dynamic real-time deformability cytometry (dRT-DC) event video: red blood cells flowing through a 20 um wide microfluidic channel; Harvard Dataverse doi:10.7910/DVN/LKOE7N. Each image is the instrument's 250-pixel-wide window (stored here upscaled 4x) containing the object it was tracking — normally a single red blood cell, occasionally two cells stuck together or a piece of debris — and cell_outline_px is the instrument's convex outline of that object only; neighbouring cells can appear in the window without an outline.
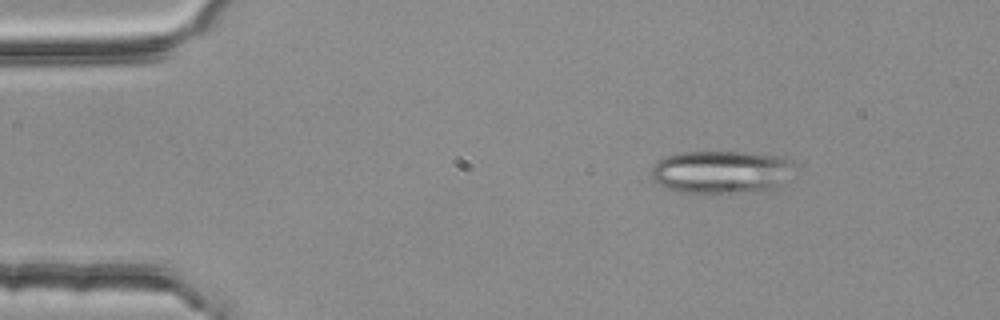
{"species": "common noctule bat (a hibernating species)", "species_latin": "Nyctalus noctula", "temperature_condition": "room temperature", "stored_images_in_passage": 47, "segment_of_instrument_passage": [1, 2], "camera_frame_rate_fps": 3000, "um_per_image_px": 0.085, "animal": {"sex": "female", "body_mass_g": 25.1}, "frame": {"image": 1, "passage_image": 1, "time_ms": 0.0, "image_size_px": [1000, 320], "cell_outline_px": [[788, 164], [780, 184], [768, 188], [736, 192], [680, 192], [664, 188], [652, 180], [652, 164], [664, 156], [684, 152], [744, 152], [776, 156], [784, 160]], "centroid_in_image_um": [61.05, 14.6], "position_along_channel_um": 24.0, "area_um2": 34.28}}